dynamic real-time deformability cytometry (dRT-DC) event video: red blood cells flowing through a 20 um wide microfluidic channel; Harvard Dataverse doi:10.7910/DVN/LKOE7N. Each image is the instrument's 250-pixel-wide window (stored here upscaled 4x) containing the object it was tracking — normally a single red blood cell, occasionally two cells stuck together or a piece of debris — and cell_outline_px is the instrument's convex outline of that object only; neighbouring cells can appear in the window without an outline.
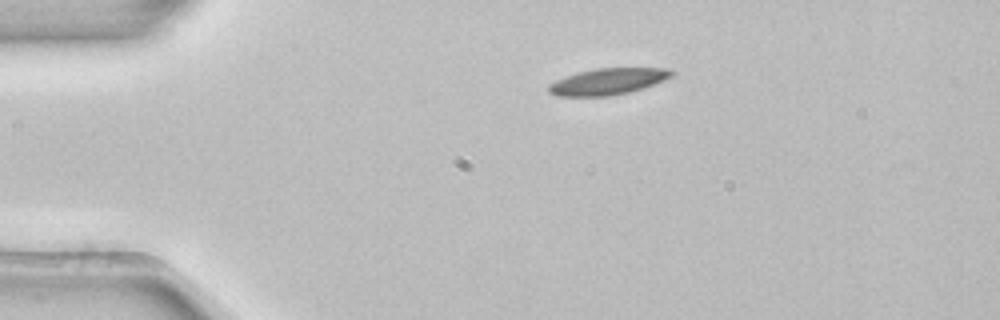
{"species": "common noctule bat (a hibernating species)", "species_latin": "Nyctalus noctula", "temperature_condition": "room temperature", "stored_images_in_passage": 4, "camera_frame_rate_fps": 3000, "um_per_image_px": 0.085, "animal": {"sex": "female", "body_mass_g": 22.7, "forearm_length_mm": 54.2}, "frame": {"image": 1, "passage_image": 4, "time_ms": 1.0, "image_size_px": [1000, 320], "cell_outline_px": [[676, 72], [672, 76], [664, 80], [644, 88], [628, 92], [608, 96], [556, 96], [548, 92], [548, 84], [556, 80], [576, 72], [596, 68], [664, 68]], "centroid_in_image_um": [51.65, 6.92], "position_along_channel_um": 33.4, "area_um2": 18.96}}